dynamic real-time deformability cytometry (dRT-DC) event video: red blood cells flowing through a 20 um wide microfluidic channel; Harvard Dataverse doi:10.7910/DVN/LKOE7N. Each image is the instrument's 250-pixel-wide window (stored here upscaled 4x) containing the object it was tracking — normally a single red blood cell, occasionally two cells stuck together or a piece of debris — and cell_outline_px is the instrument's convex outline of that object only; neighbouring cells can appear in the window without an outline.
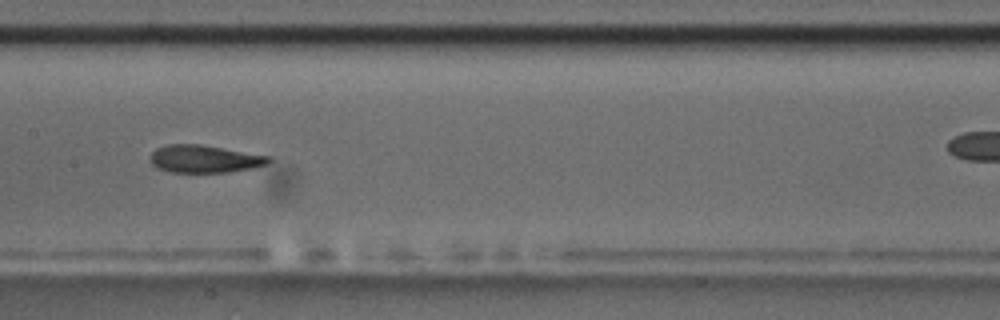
{"species": "common noctule bat (a hibernating species)", "species_latin": "Nyctalus noctula", "temperature_condition": "room temperature", "stored_images_in_passage": 12, "camera_frame_rate_fps": 3000, "um_per_image_px": 0.085, "animal": {"sex": "male", "body_mass_g": 17.5, "forearm_length_mm": 52.3}, "frame": {"image": 1, "passage_image": 9, "time_ms": 9.333, "image_size_px": [1000, 320], "cell_outline_px": [[272, 160], [264, 164], [252, 168], [228, 172], [172, 172], [156, 168], [148, 160], [148, 156], [156, 148], [168, 144], [200, 144], [272, 156]], "centroid_in_image_um": [17.34, 13.5], "position_along_channel_um": 190.1, "area_um2": 19.19}}